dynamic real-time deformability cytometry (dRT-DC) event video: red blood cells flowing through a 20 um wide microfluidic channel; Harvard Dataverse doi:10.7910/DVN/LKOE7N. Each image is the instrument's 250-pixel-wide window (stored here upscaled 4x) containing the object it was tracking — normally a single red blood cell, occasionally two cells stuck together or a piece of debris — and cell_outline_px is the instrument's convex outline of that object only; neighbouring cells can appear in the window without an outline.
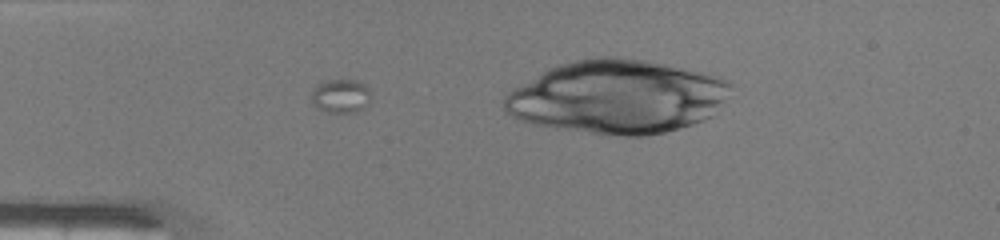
{"species": "common noctule bat (a hibernating species)", "species_latin": "Nyctalus noctula", "temperature_condition": "warm", "stored_images_in_passage": 35, "camera_frame_rate_fps": 3000, "um_per_image_px": 0.085, "animal": {"sex": "male", "body_mass_g": 19.0, "forearm_length_mm": 50.8}, "frame": {"image": 1, "passage_image": 1, "time_ms": 0.0, "image_size_px": [1000, 240], "cell_outline_px": [[368, 104], [364, 108], [356, 112], [328, 112], [316, 108], [312, 104], [312, 92], [320, 84], [328, 80], [356, 80], [364, 84], [368, 88]], "centroid_in_image_um": [28.95, 8.18], "position_along_channel_um": 56.0, "area_um2": 11.44}}
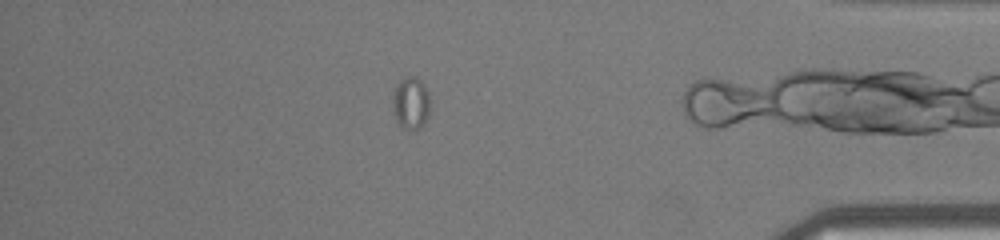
{"frame": {"image": 2, "passage_image": 28, "time_ms": 9.0, "image_size_px": [1000, 240], "cell_outline_px": [[428, 116], [420, 128], [412, 132], [404, 128], [396, 120], [392, 100], [396, 84], [400, 80], [408, 76], [412, 76], [420, 80], [424, 84], [428, 92]], "centroid_in_image_um": [34.91, 8.77], "position_along_channel_um": 400.3, "area_um2": 11.27}}